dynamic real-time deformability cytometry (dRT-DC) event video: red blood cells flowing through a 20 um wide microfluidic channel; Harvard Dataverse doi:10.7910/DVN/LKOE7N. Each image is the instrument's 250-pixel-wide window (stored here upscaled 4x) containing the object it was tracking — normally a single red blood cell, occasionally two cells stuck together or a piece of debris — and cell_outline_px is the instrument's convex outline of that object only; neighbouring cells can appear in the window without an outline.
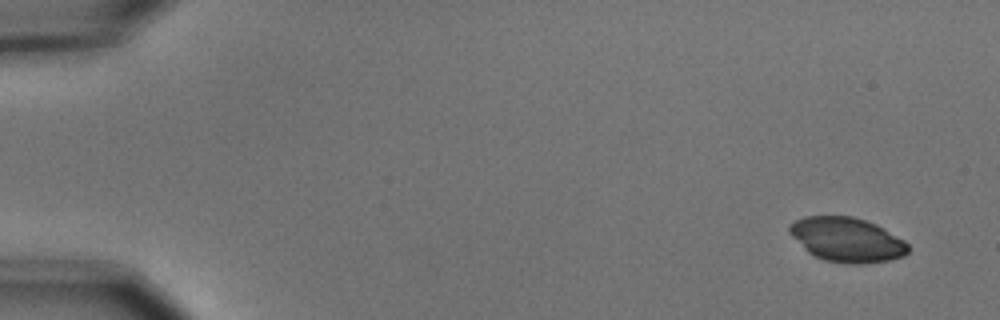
{"species": "common noctule bat (a hibernating species)", "species_latin": "Nyctalus noctula", "temperature_condition": "cold", "stored_images_in_passage": 5, "camera_frame_rate_fps": 3000, "um_per_image_px": 0.085, "animal": {"sex": "male", "body_mass_g": 15.6}, "frame": {"image": 1, "passage_image": 1, "time_ms": 0.0, "image_size_px": [1000, 320], "cell_outline_px": [[908, 252], [904, 256], [888, 260], [860, 264], [852, 264], [824, 260], [808, 252], [788, 232], [788, 224], [804, 216], [852, 216], [876, 224], [884, 228], [904, 240], [908, 244]], "centroid_in_image_um": [71.98, 20.36], "position_along_channel_um": 13.0, "area_um2": 30.63}}
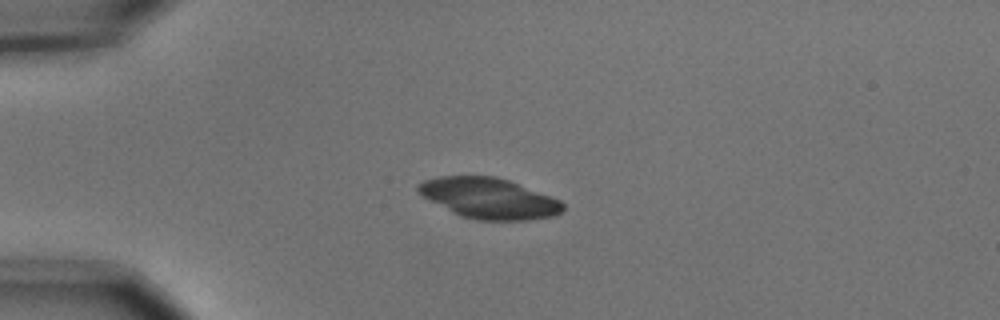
{"frame": {"image": 2, "passage_image": 4, "time_ms": 1.0, "image_size_px": [1000, 320], "cell_outline_px": [[564, 212], [552, 216], [528, 220], [476, 220], [460, 216], [416, 192], [416, 184], [424, 180], [440, 176], [496, 176], [508, 180], [560, 200], [564, 204]], "centroid_in_image_um": [41.55, 16.85], "position_along_channel_um": 43.4, "area_um2": 34.1}}